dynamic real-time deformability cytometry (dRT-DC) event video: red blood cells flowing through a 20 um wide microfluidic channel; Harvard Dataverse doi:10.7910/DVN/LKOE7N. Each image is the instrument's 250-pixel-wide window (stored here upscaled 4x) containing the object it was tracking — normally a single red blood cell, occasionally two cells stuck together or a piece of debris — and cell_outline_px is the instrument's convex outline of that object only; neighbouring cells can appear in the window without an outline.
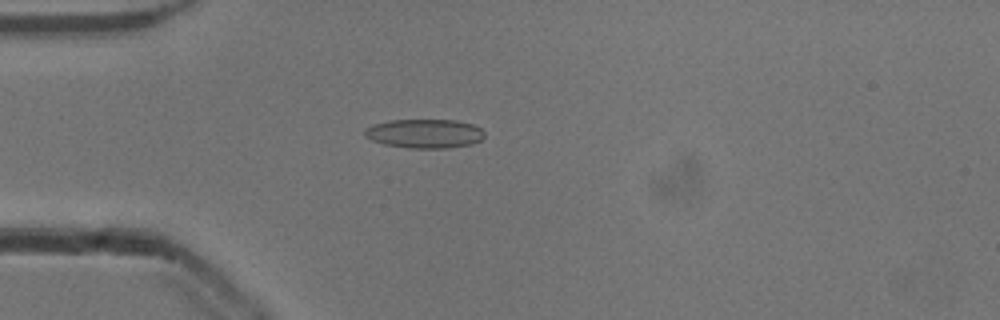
{"species": "common noctule bat (a hibernating species)", "species_latin": "Nyctalus noctula", "temperature_condition": "cold", "stored_images_in_passage": 53, "camera_frame_rate_fps": 3000, "um_per_image_px": 0.085, "animal": {"sex": "male", "body_mass_g": 13.3}, "frame": {"image": 1, "passage_image": 15, "time_ms": 4.667, "image_size_px": [1000, 320], "cell_outline_px": [[484, 136], [480, 140], [472, 144], [448, 148], [408, 148], [384, 144], [372, 140], [364, 136], [364, 128], [372, 124], [388, 120], [456, 120], [472, 124], [480, 128], [484, 132]], "centroid_in_image_um": [36.06, 11.35], "position_along_channel_um": 48.9, "area_um2": 20.4}}
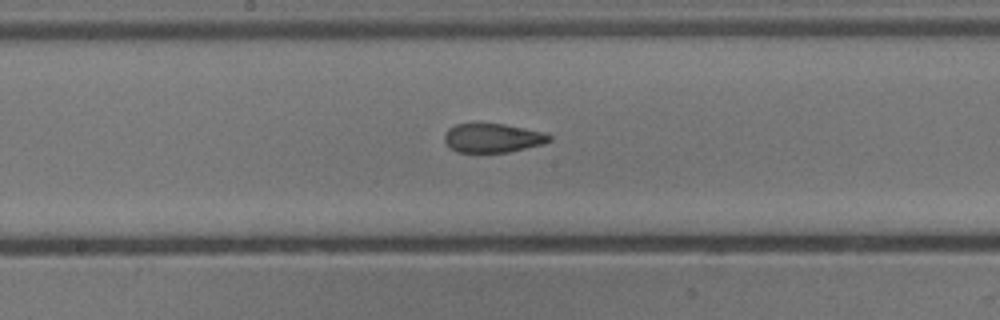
{"frame": {"image": 2, "passage_image": 28, "time_ms": 9.0, "image_size_px": [1000, 320], "cell_outline_px": [[552, 140], [544, 144], [508, 152], [456, 152], [448, 148], [444, 140], [444, 136], [448, 128], [456, 124], [504, 124], [544, 132], [552, 136]], "centroid_in_image_um": [41.87, 11.74], "position_along_channel_um": 206.3, "area_um2": 17.8}}
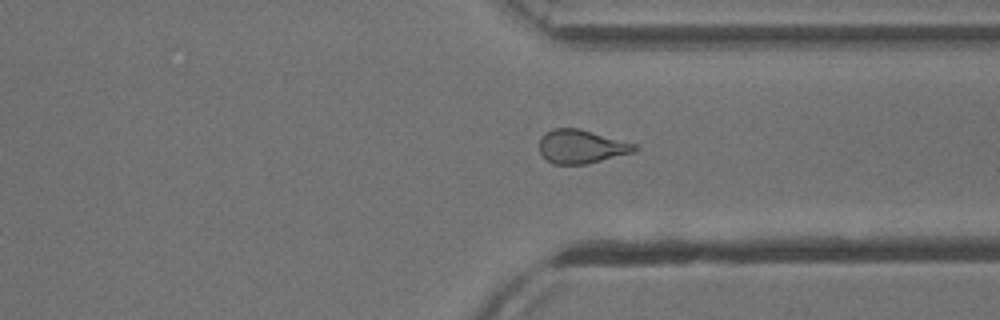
{"frame": {"image": 3, "passage_image": 40, "time_ms": 13.0, "image_size_px": [1000, 320], "cell_outline_px": [[640, 148], [632, 152], [584, 164], [552, 164], [540, 152], [540, 136], [552, 128], [580, 128], [636, 144]], "centroid_in_image_um": [49.39, 12.44], "position_along_channel_um": 362.0, "area_um2": 18.5}, "authors_computed_cell_mechanics": {"area_um2": 19.1896, "velocity_mm_per_s": 3.8947, "shape_relaxation_time_tau1_ms": null, "shape_relaxation_time_tau2_ms": 2.5045, "deformation_change_tau1": null, "deformation_change_tau2": 0.0973}}